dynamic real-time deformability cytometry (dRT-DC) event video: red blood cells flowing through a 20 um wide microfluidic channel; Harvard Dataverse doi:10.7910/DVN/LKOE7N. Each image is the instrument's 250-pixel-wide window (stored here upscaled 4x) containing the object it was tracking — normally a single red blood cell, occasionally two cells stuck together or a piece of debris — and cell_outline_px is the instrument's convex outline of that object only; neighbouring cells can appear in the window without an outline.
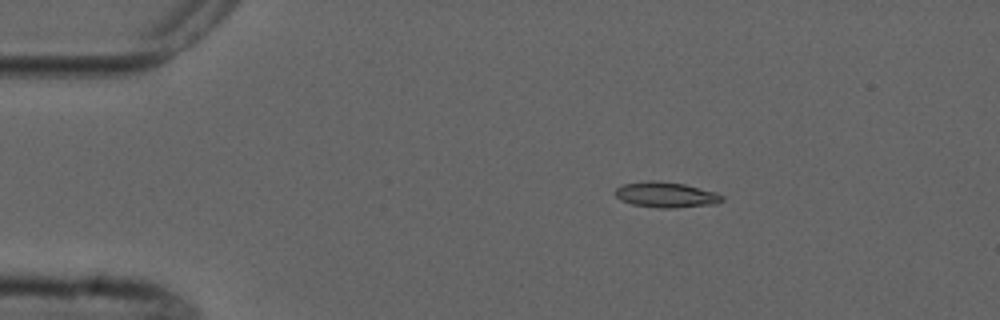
{"species": "common noctule bat (a hibernating species)", "species_latin": "Nyctalus noctula", "temperature_condition": "cold", "stored_images_in_passage": 3, "camera_frame_rate_fps": 3000, "um_per_image_px": 0.085, "animal": {"sex": "male", "forearm_length_mm": 52.5}, "frame": {"image": 1, "passage_image": 2, "time_ms": 1.0, "image_size_px": [1000, 320], "cell_outline_px": [[724, 200], [716, 204], [676, 208], [660, 208], [632, 204], [620, 200], [616, 196], [616, 188], [624, 184], [648, 180], [652, 180], [684, 184], [716, 192], [724, 196]], "centroid_in_image_um": [56.64, 16.56], "position_along_channel_um": 28.4, "area_um2": 15.9}}